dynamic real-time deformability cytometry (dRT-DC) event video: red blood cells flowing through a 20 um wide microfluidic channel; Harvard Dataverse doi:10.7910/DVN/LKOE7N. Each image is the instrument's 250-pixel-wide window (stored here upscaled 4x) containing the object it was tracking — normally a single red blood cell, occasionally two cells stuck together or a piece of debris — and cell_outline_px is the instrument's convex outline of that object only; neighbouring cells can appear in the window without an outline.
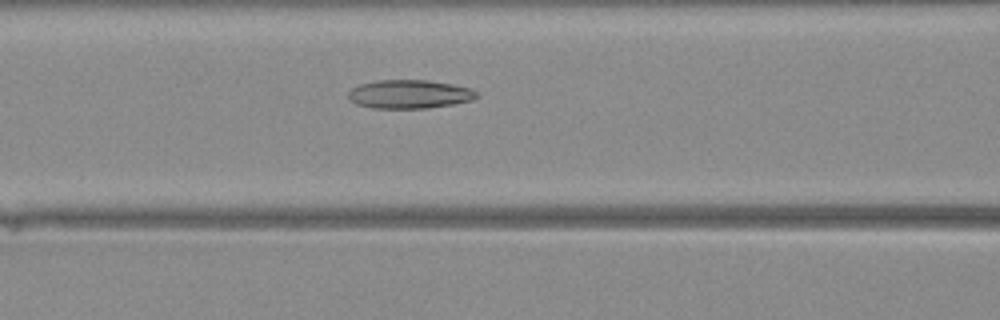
{"species": "Egyptian fruit bat (a non-hibernating species)", "species_latin": "Rousettus aegyptiacus", "temperature_condition": "warm", "stored_images_in_passage": 41, "camera_frame_rate_fps": 3000, "um_per_image_px": 0.085, "animal": {"sex": "female"}, "frame": {"image": 1, "passage_image": 17, "time_ms": 5.333, "image_size_px": [1000, 320], "cell_outline_px": [[480, 96], [472, 100], [452, 104], [428, 108], [372, 108], [356, 104], [348, 96], [348, 92], [352, 88], [360, 84], [376, 80], [428, 80], [452, 84], [472, 88]], "centroid_in_image_um": [34.82, 8.0], "position_along_channel_um": 131.8, "area_um2": 21.44}}
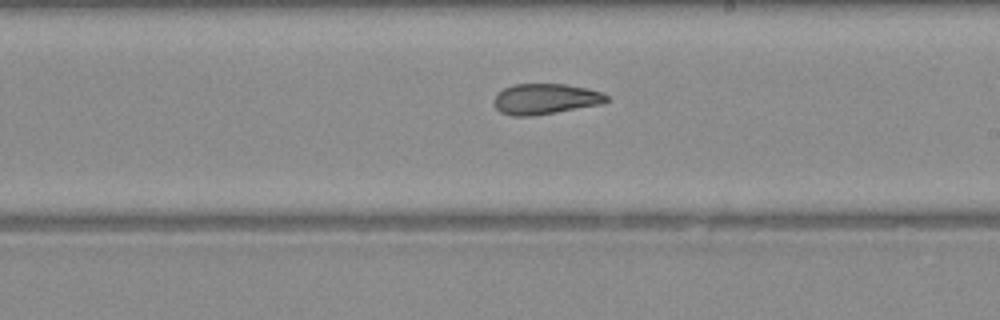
{"frame": {"image": 2, "passage_image": 24, "time_ms": 7.667, "image_size_px": [1000, 320], "cell_outline_px": [[612, 100], [604, 104], [532, 116], [512, 116], [500, 112], [496, 108], [492, 100], [504, 88], [512, 84], [564, 84], [584, 88], [600, 92], [608, 96]], "centroid_in_image_um": [46.37, 8.42], "position_along_channel_um": 242.6, "area_um2": 20.17}}
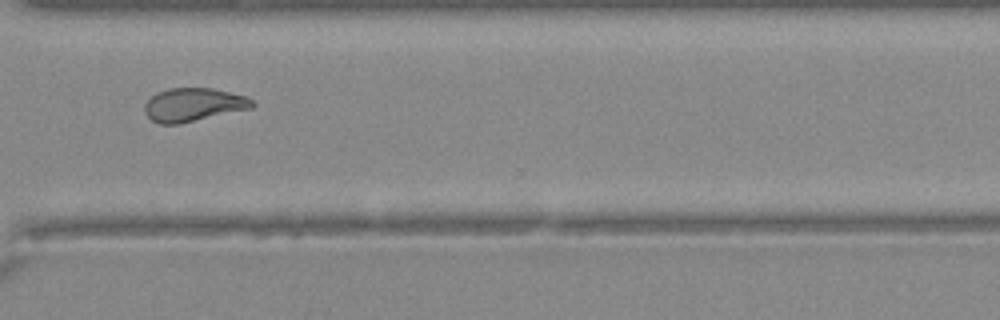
{"frame": {"image": 3, "passage_image": 31, "time_ms": 10.0, "image_size_px": [1000, 320], "cell_outline_px": [[256, 104], [252, 108], [176, 124], [160, 124], [152, 120], [144, 112], [144, 104], [156, 92], [168, 88], [212, 88], [248, 96]], "centroid_in_image_um": [16.44, 8.88], "position_along_channel_um": 354.2, "area_um2": 20.87}}